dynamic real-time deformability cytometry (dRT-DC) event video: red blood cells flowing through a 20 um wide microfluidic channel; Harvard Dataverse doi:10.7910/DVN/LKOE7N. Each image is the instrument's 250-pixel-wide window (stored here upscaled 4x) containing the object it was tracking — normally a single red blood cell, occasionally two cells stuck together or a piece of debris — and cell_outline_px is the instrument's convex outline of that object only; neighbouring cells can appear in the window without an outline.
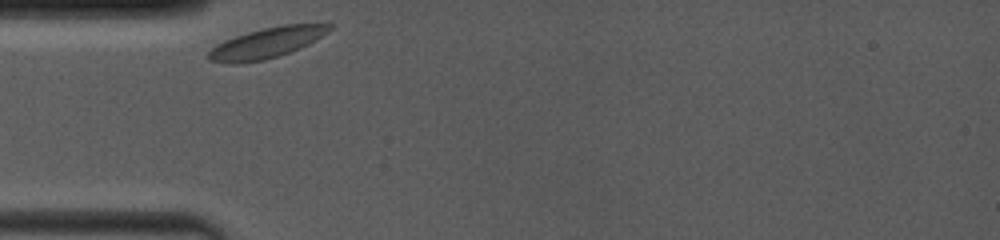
{"species": "common noctule bat (a hibernating species)", "species_latin": "Nyctalus noctula", "temperature_condition": "room temperature", "stored_images_in_passage": 12, "camera_frame_rate_fps": 4000, "um_per_image_px": 0.085, "animal": {"sex": "female", "body_mass_g": 19.0, "forearm_length_mm": 53.3}, "frame": {"image": 1, "passage_image": 1, "time_ms": 0.0, "image_size_px": [1000, 240], "cell_outline_px": [[332, 28], [328, 32], [308, 44], [300, 48], [280, 56], [264, 60], [236, 64], [228, 64], [208, 60], [204, 56], [216, 44], [224, 40], [248, 32], [280, 24], [332, 24]], "centroid_in_image_um": [22.62, 3.66], "position_along_channel_um": 62.4, "area_um2": 21.62}}
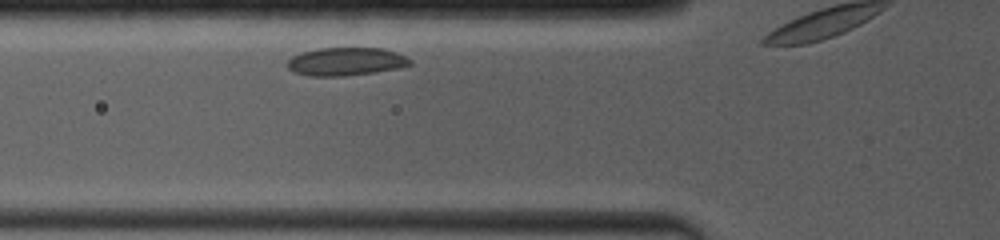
{"frame": {"image": 2, "passage_image": 9, "time_ms": 1.0, "image_size_px": [1000, 240], "cell_outline_px": [[412, 64], [400, 68], [376, 72], [344, 76], [308, 76], [296, 72], [288, 68], [284, 64], [292, 56], [300, 52], [320, 48], [384, 48], [396, 52], [412, 60]], "centroid_in_image_um": [29.39, 5.23], "position_along_channel_um": 96.4, "area_um2": 20.29}}